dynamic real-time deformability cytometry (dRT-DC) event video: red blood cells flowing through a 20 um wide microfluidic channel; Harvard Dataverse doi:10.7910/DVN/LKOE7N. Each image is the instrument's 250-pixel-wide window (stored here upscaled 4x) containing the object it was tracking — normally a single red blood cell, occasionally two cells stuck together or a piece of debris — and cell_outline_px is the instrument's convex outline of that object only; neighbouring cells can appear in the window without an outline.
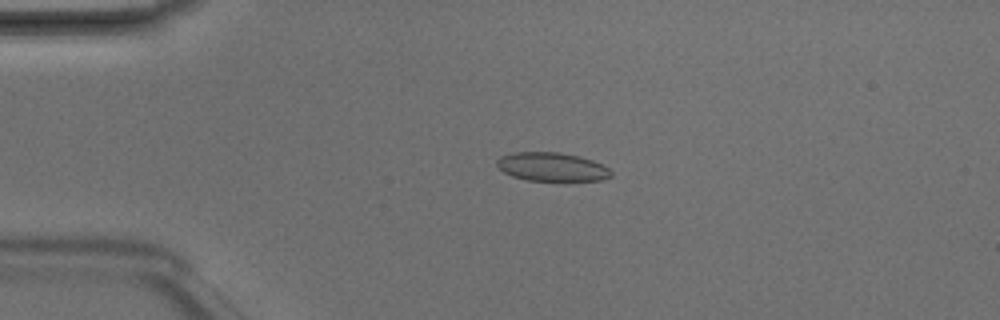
{"species": "Egyptian fruit bat (a non-hibernating species)", "species_latin": "Rousettus aegyptiacus", "temperature_condition": "room temperature", "stored_images_in_passage": 6, "camera_frame_rate_fps": 3000, "um_per_image_px": 0.085, "animal": {"sex": "male"}, "frame": {"image": 1, "passage_image": 3, "time_ms": 0.667, "image_size_px": [1000, 320], "cell_outline_px": [[612, 176], [600, 180], [528, 180], [512, 176], [504, 172], [496, 164], [496, 160], [500, 156], [512, 152], [560, 152], [580, 156], [592, 160], [608, 168], [612, 172]], "centroid_in_image_um": [46.89, 14.17], "position_along_channel_um": 38.1, "area_um2": 18.96}}